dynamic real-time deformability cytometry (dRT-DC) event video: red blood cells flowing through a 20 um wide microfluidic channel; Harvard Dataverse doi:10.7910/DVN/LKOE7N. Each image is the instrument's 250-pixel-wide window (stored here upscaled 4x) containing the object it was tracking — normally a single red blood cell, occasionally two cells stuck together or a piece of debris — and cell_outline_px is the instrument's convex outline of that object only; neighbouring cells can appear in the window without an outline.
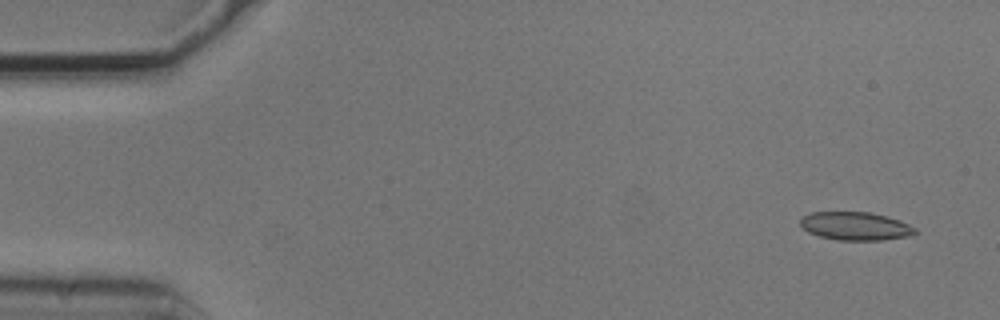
{"species": "common noctule bat (a hibernating species)", "species_latin": "Nyctalus noctula", "temperature_condition": "cold", "stored_images_in_passage": 4, "camera_frame_rate_fps": 3000, "um_per_image_px": 0.085, "animal": {"sex": "male", "body_mass_g": 20.5, "forearm_length_mm": 52.5}, "frame": {"image": 1, "passage_image": 1, "time_ms": 0.0, "image_size_px": [1000, 320], "cell_outline_px": [[916, 232], [908, 236], [880, 240], [836, 240], [820, 236], [808, 232], [800, 224], [800, 220], [804, 216], [812, 212], [868, 212], [888, 216], [900, 220], [916, 228]], "centroid_in_image_um": [72.72, 19.21], "position_along_channel_um": 12.3, "area_um2": 18.79}}
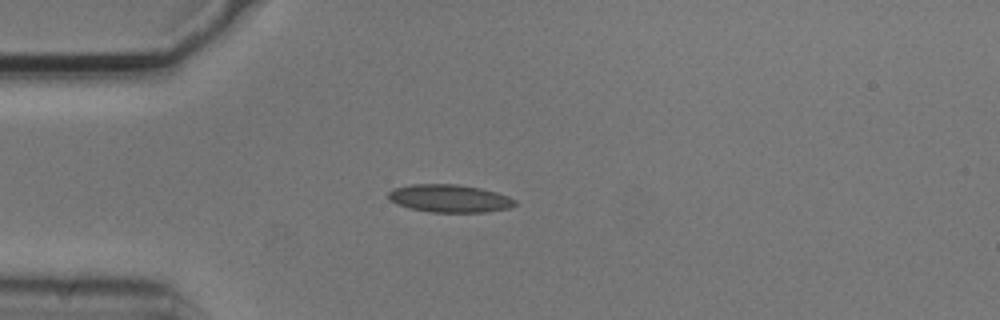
{"frame": {"image": 2, "passage_image": 4, "time_ms": 1.0, "image_size_px": [1000, 320], "cell_outline_px": [[516, 204], [508, 208], [484, 212], [428, 212], [396, 204], [388, 200], [388, 192], [392, 188], [412, 184], [456, 184], [480, 188], [496, 192], [508, 196], [516, 200]], "centroid_in_image_um": [38.17, 16.86], "position_along_channel_um": 46.8, "area_um2": 20.52}}